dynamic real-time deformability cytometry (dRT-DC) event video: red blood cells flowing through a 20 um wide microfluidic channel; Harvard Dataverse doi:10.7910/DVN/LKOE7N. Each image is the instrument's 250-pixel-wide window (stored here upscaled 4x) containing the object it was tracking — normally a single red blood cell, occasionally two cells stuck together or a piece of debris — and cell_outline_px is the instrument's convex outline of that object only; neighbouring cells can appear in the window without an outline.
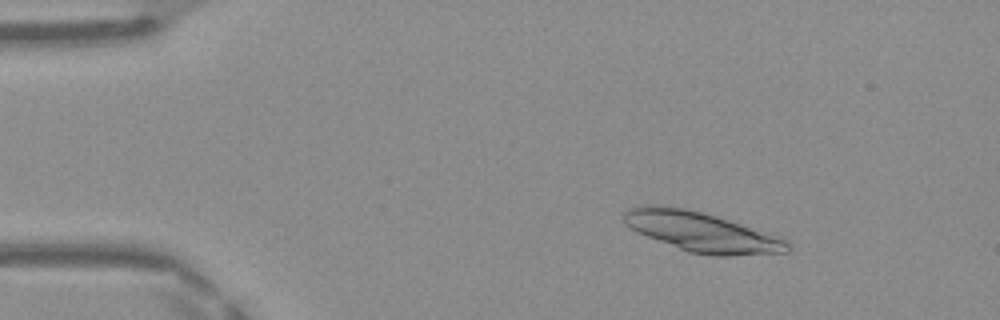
{"species": "Egyptian fruit bat (a non-hibernating species)", "species_latin": "Rousettus aegyptiacus", "temperature_condition": "warm", "stored_images_in_passage": 48, "segment_of_instrument_passage": [1, 2], "camera_frame_rate_fps": 3000, "um_per_image_px": 0.085, "frame": {"image": 1, "passage_image": 7, "time_ms": 2.0, "image_size_px": [1000, 320], "cell_outline_px": [[792, 248], [788, 252], [732, 256], [712, 256], [688, 252], [636, 232], [624, 224], [620, 216], [628, 208], [652, 204], [684, 208], [704, 212], [784, 236], [792, 244]], "centroid_in_image_um": [59.7, 19.71], "position_along_channel_um": 25.3, "area_um2": 38.78}}